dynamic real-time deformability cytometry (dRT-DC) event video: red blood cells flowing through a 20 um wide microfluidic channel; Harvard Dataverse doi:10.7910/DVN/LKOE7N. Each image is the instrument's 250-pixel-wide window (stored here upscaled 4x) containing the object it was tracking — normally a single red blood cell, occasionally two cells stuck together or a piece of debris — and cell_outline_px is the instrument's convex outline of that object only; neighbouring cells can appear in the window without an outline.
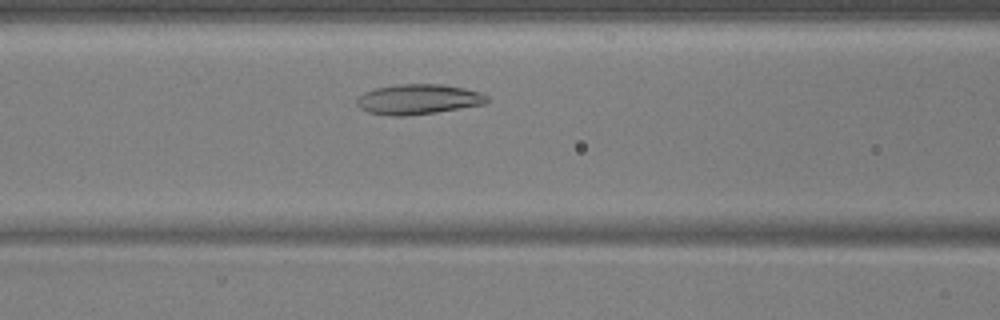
{"species": "common noctule bat (a hibernating species)", "species_latin": "Nyctalus noctula", "temperature_condition": "warm", "stored_images_in_passage": 44, "camera_frame_rate_fps": 3000, "um_per_image_px": 0.085, "animal": {"sex": "male", "body_mass_g": 17.9, "forearm_length_mm": 54.2}, "frame": {"image": 1, "passage_image": 12, "time_ms": 3.667, "image_size_px": [1000, 320], "cell_outline_px": [[492, 100], [484, 104], [436, 112], [404, 116], [392, 116], [368, 112], [360, 108], [356, 104], [356, 96], [364, 92], [376, 88], [396, 84], [440, 84], [464, 88], [480, 92], [488, 96]], "centroid_in_image_um": [35.54, 8.43], "position_along_channel_um": 131.1, "area_um2": 23.0}}
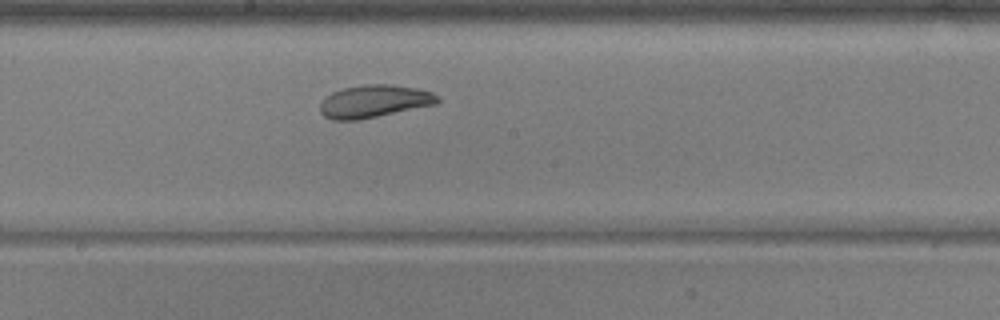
{"frame": {"image": 2, "passage_image": 19, "time_ms": 6.0, "image_size_px": [1000, 320], "cell_outline_px": [[440, 100], [436, 104], [360, 120], [332, 120], [324, 116], [320, 112], [320, 100], [324, 96], [332, 92], [344, 88], [364, 84], [388, 84], [416, 88], [432, 92], [440, 96]], "centroid_in_image_um": [31.78, 8.61], "position_along_channel_um": 216.4, "area_um2": 22.54}}
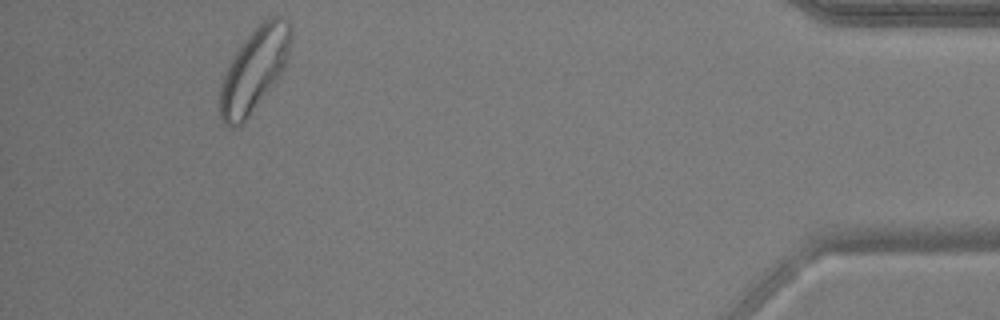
{"frame": {"image": 3, "passage_image": 40, "time_ms": 13.0, "image_size_px": [1000, 320], "cell_outline_px": [[292, 32], [288, 56], [284, 68], [280, 76], [248, 116], [236, 128], [228, 128], [224, 124], [220, 116], [220, 84], [228, 64], [232, 56], [240, 44], [268, 16], [280, 16], [292, 28]], "centroid_in_image_um": [21.59, 5.93], "position_along_channel_um": 413.6, "area_um2": 34.16}, "authors_computed_cell_mechanics": {"area_um2": 24.3627, "velocity_mm_per_s": 3.6666, "shape_relaxation_time_tau1_ms": 2.967, "shape_relaxation_time_tau2_ms": 3.4173, "deformation_change_tau1": 0.0986, "deformation_change_tau2": 0.1004}}